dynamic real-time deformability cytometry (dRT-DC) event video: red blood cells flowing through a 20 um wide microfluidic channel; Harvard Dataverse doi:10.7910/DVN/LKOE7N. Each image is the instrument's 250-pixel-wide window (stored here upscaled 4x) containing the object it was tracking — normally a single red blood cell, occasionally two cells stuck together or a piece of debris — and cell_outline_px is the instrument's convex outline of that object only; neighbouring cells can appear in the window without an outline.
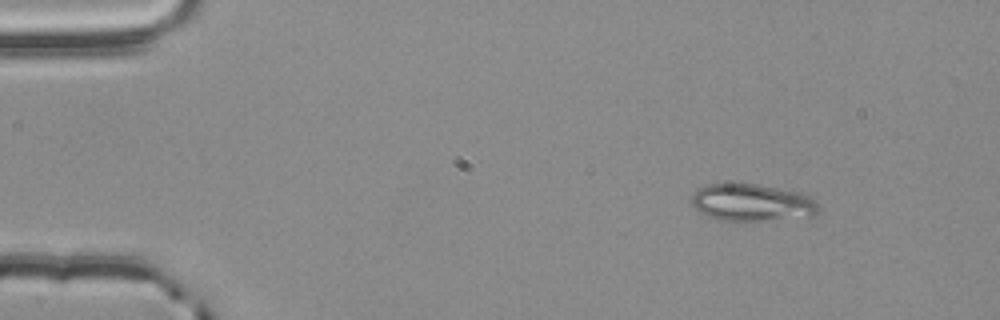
{"species": "common noctule bat (a hibernating species)", "species_latin": "Nyctalus noctula", "temperature_condition": "room temperature", "stored_images_in_passage": 3, "camera_frame_rate_fps": 3000, "um_per_image_px": 0.085, "animal": {"sex": "male", "body_mass_g": 20.4}, "frame": {"image": 1, "passage_image": 1, "time_ms": 0.0, "image_size_px": [1000, 320], "cell_outline_px": [[820, 208], [816, 216], [764, 220], [720, 220], [708, 216], [700, 212], [692, 204], [692, 196], [696, 188], [708, 184], [756, 184], [800, 192], [808, 196]], "centroid_in_image_um": [63.91, 17.22], "position_along_channel_um": 21.1, "area_um2": 27.28}}